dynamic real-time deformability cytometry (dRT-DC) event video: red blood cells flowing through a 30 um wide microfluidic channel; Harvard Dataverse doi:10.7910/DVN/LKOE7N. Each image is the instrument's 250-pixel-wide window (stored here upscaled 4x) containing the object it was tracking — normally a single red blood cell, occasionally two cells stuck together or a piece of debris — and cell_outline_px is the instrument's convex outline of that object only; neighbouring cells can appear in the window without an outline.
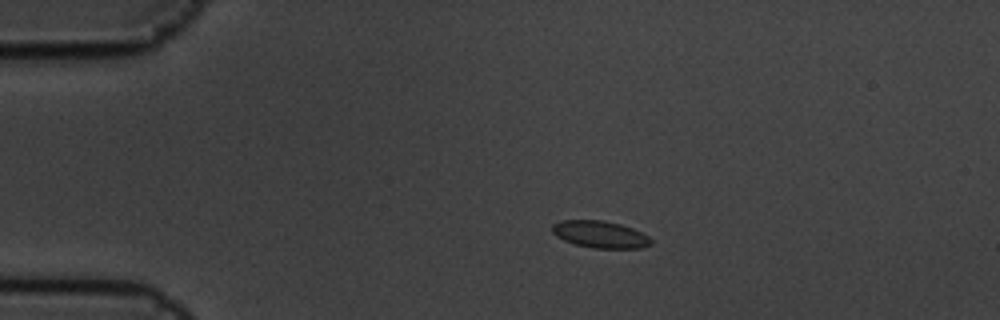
{"species": "common noctule bat (a hibernating species)", "species_latin": "Nyctalus noctula", "temperature_condition": "cold", "stored_images_in_passage": 7, "camera_frame_rate_fps": 3000, "um_per_image_px": 0.085, "animal": {"sex": "male", "body_mass_g": 19.5, "forearm_length_mm": 54.6}, "frame": {"image": 1, "passage_image": 2, "time_ms": 0.333, "image_size_px": [1000, 320], "cell_outline_px": [[652, 244], [640, 248], [592, 248], [576, 244], [564, 240], [556, 236], [552, 232], [552, 224], [560, 220], [604, 220], [620, 224], [632, 228], [648, 236], [652, 240]], "centroid_in_image_um": [51.0, 19.92], "position_along_channel_um": 34.0, "area_um2": 15.55}}
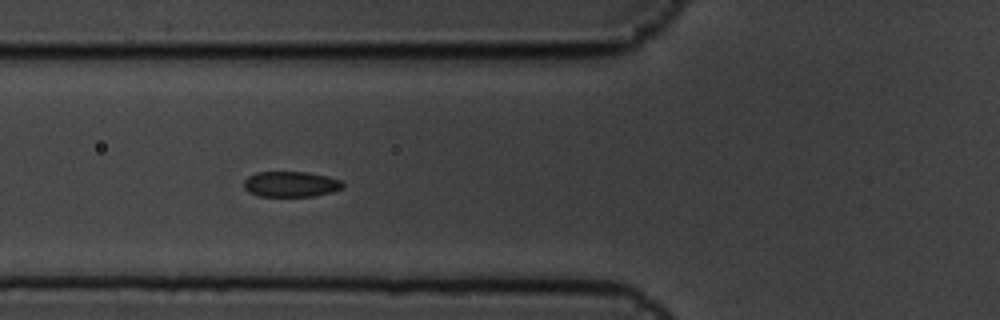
{"frame": {"image": 2, "passage_image": 5, "time_ms": 1.333, "image_size_px": [1000, 320], "cell_outline_px": [[344, 188], [332, 192], [316, 196], [260, 196], [248, 192], [244, 188], [244, 180], [248, 176], [256, 172], [308, 172], [328, 176], [340, 180], [344, 184]], "centroid_in_image_um": [24.73, 15.65], "position_along_channel_um": 101.1, "area_um2": 14.85}}
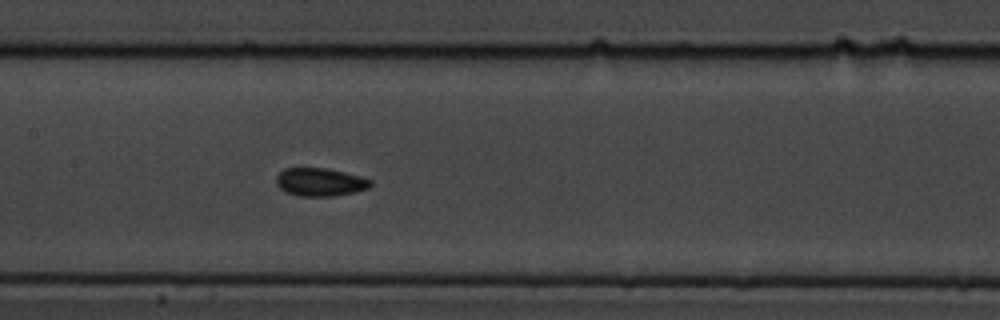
{"frame": {"image": 3, "passage_image": 7, "time_ms": 2.0, "image_size_px": [1000, 320], "cell_outline_px": [[372, 184], [368, 188], [356, 192], [332, 196], [296, 196], [284, 192], [276, 184], [276, 176], [284, 168], [324, 168], [344, 172], [360, 176], [372, 180]], "centroid_in_image_um": [27.18, 15.48], "position_along_channel_um": 180.2, "area_um2": 15.55}}